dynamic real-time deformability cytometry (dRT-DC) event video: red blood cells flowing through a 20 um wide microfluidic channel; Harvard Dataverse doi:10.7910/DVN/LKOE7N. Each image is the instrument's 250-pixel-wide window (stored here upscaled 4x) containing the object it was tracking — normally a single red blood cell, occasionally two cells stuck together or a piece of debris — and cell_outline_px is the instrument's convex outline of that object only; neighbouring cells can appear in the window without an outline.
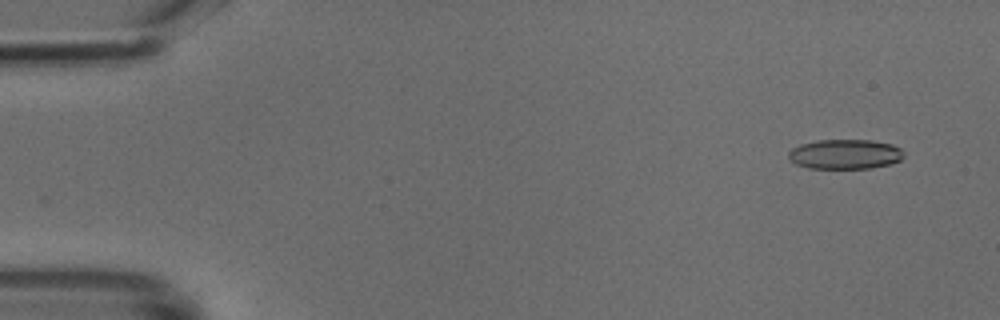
{"species": "common noctule bat (a hibernating species)", "species_latin": "Nyctalus noctula", "temperature_condition": "cold", "stored_images_in_passage": 13, "camera_frame_rate_fps": 3000, "um_per_image_px": 0.085, "animal": {"sex": "male", "body_mass_g": 18.8}, "frame": {"image": 1, "passage_image": 4, "time_ms": 1.0, "image_size_px": [1000, 320], "cell_outline_px": [[904, 156], [900, 160], [892, 164], [872, 168], [808, 168], [796, 164], [788, 156], [788, 152], [792, 148], [800, 144], [820, 140], [872, 140], [892, 144], [900, 148], [904, 152]], "centroid_in_image_um": [71.86, 13.1], "position_along_channel_um": 13.1, "area_um2": 20.06}}